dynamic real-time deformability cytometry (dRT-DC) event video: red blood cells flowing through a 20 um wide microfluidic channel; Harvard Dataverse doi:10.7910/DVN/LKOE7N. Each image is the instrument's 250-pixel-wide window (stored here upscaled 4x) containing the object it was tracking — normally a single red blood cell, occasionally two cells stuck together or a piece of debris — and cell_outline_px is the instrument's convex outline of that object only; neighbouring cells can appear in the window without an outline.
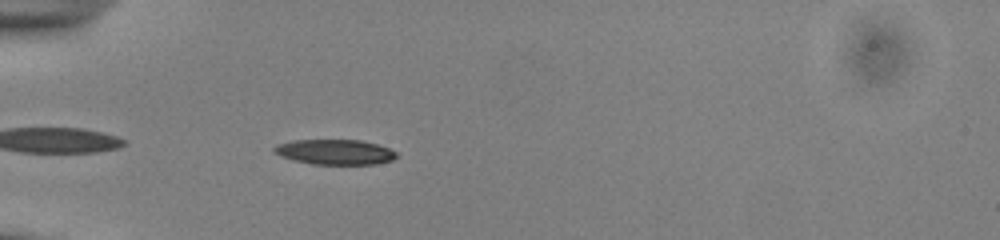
{"species": "common noctule bat (a hibernating species)", "species_latin": "Nyctalus noctula", "temperature_condition": "cold", "stored_images_in_passage": 36, "camera_frame_rate_fps": 3000, "um_per_image_px": 0.085, "animal": {"sex": "male", "body_mass_g": 13.0, "forearm_length_mm": 53.1}, "frame": {"image": 1, "passage_image": 3, "time_ms": 0.667, "image_size_px": [1000, 240], "cell_outline_px": [[400, 156], [392, 160], [376, 164], [312, 164], [292, 160], [280, 156], [272, 152], [272, 148], [276, 144], [292, 140], [360, 140], [376, 144], [388, 148], [396, 152]], "centroid_in_image_um": [28.43, 12.92], "position_along_channel_um": 56.6, "area_um2": 18.09}}
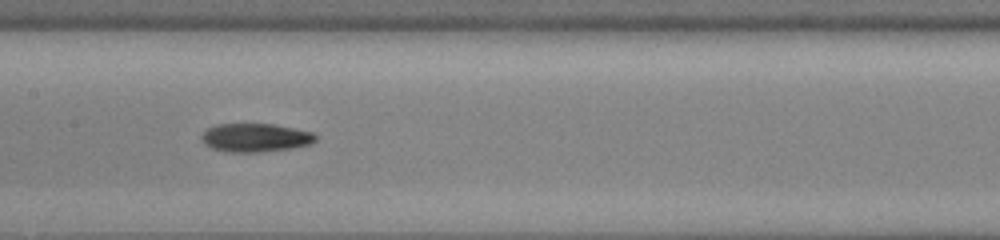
{"frame": {"image": 2, "passage_image": 14, "time_ms": 4.333, "image_size_px": [1000, 240], "cell_outline_px": [[316, 140], [308, 144], [292, 148], [260, 152], [228, 152], [212, 148], [204, 144], [200, 140], [200, 136], [208, 128], [216, 124], [272, 124], [312, 132], [316, 136]], "centroid_in_image_um": [21.65, 11.7], "position_along_channel_um": 185.7, "area_um2": 18.84}}
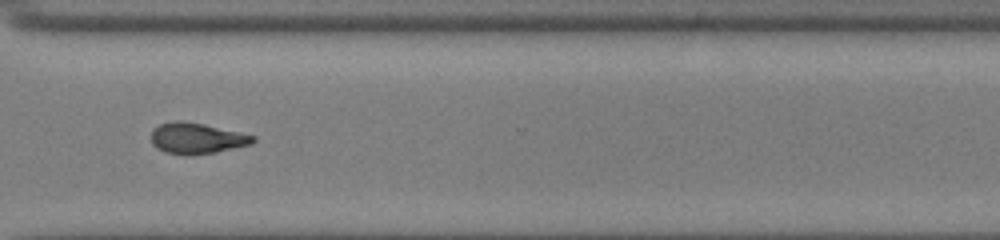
{"frame": {"image": 3, "passage_image": 27, "time_ms": 8.667, "image_size_px": [1000, 240], "cell_outline_px": [[256, 140], [252, 144], [216, 152], [188, 156], [164, 152], [156, 148], [152, 144], [152, 128], [160, 124], [176, 120], [180, 120], [204, 124], [256, 136]], "centroid_in_image_um": [16.71, 11.76], "position_along_channel_um": 353.9, "area_um2": 18.5}, "authors_computed_cell_mechanics": {"area_um2": 18.5249, "velocity_mm_per_s": 3.886, "shape_relaxation_time_tau1_ms": 5.6322, "shape_relaxation_time_tau2_ms": null, "deformation_change_tau1": 0.1598, "deformation_change_tau2": null}}